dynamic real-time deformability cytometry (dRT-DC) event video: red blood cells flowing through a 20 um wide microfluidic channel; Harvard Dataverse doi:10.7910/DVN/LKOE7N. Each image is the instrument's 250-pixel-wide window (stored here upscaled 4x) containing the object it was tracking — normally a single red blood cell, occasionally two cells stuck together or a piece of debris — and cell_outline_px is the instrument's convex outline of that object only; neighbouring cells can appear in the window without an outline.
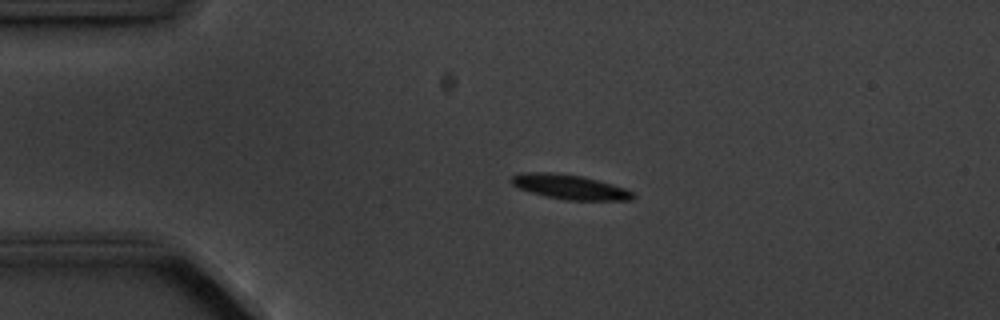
{"species": "common noctule bat (a hibernating species)", "species_latin": "Nyctalus noctula", "temperature_condition": "cold", "stored_images_in_passage": 4, "camera_frame_rate_fps": 3000, "um_per_image_px": 0.085, "animal": {"sex": "male", "body_mass_g": 20.1, "forearm_length_mm": 53.5}, "frame": {"image": 1, "passage_image": 3, "time_ms": 2.333, "image_size_px": [1000, 320], "cell_outline_px": [[636, 196], [632, 200], [564, 200], [532, 192], [520, 188], [512, 184], [508, 180], [512, 176], [524, 172], [552, 172], [580, 176], [612, 184], [624, 188], [632, 192]], "centroid_in_image_um": [48.42, 15.89], "position_along_channel_um": 36.6, "area_um2": 17.22}}